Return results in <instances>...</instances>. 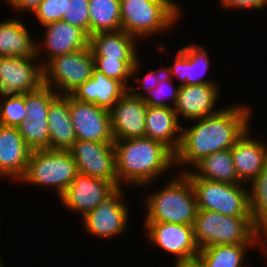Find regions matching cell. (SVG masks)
<instances>
[{
  "label": "cell",
  "mask_w": 267,
  "mask_h": 267,
  "mask_svg": "<svg viewBox=\"0 0 267 267\" xmlns=\"http://www.w3.org/2000/svg\"><path fill=\"white\" fill-rule=\"evenodd\" d=\"M251 108L241 102L231 103L214 115L192 120L193 124L187 127L182 125L181 143L175 153V166L181 167L179 172H188L208 155L232 148L251 126L254 115Z\"/></svg>",
  "instance_id": "1"
},
{
  "label": "cell",
  "mask_w": 267,
  "mask_h": 267,
  "mask_svg": "<svg viewBox=\"0 0 267 267\" xmlns=\"http://www.w3.org/2000/svg\"><path fill=\"white\" fill-rule=\"evenodd\" d=\"M113 145L118 187H148L175 168V154L159 141L139 137L116 140Z\"/></svg>",
  "instance_id": "2"
},
{
  "label": "cell",
  "mask_w": 267,
  "mask_h": 267,
  "mask_svg": "<svg viewBox=\"0 0 267 267\" xmlns=\"http://www.w3.org/2000/svg\"><path fill=\"white\" fill-rule=\"evenodd\" d=\"M177 175V176H176ZM167 184L144 197L143 223L165 222L193 225L198 211L193 185L185 173L177 172Z\"/></svg>",
  "instance_id": "3"
},
{
  "label": "cell",
  "mask_w": 267,
  "mask_h": 267,
  "mask_svg": "<svg viewBox=\"0 0 267 267\" xmlns=\"http://www.w3.org/2000/svg\"><path fill=\"white\" fill-rule=\"evenodd\" d=\"M178 4L175 0H120L121 30L139 41L170 33L183 17Z\"/></svg>",
  "instance_id": "4"
},
{
  "label": "cell",
  "mask_w": 267,
  "mask_h": 267,
  "mask_svg": "<svg viewBox=\"0 0 267 267\" xmlns=\"http://www.w3.org/2000/svg\"><path fill=\"white\" fill-rule=\"evenodd\" d=\"M193 231L200 249L225 244H263L262 230L252 221V217L198 210Z\"/></svg>",
  "instance_id": "5"
},
{
  "label": "cell",
  "mask_w": 267,
  "mask_h": 267,
  "mask_svg": "<svg viewBox=\"0 0 267 267\" xmlns=\"http://www.w3.org/2000/svg\"><path fill=\"white\" fill-rule=\"evenodd\" d=\"M77 173L69 150L36 149L31 151L26 173L19 182L54 190L59 199Z\"/></svg>",
  "instance_id": "6"
},
{
  "label": "cell",
  "mask_w": 267,
  "mask_h": 267,
  "mask_svg": "<svg viewBox=\"0 0 267 267\" xmlns=\"http://www.w3.org/2000/svg\"><path fill=\"white\" fill-rule=\"evenodd\" d=\"M198 210L234 217H251L249 189L245 184H229L206 179H190Z\"/></svg>",
  "instance_id": "7"
},
{
  "label": "cell",
  "mask_w": 267,
  "mask_h": 267,
  "mask_svg": "<svg viewBox=\"0 0 267 267\" xmlns=\"http://www.w3.org/2000/svg\"><path fill=\"white\" fill-rule=\"evenodd\" d=\"M94 58L90 46L56 56L43 66V83L58 95H67L92 77Z\"/></svg>",
  "instance_id": "8"
},
{
  "label": "cell",
  "mask_w": 267,
  "mask_h": 267,
  "mask_svg": "<svg viewBox=\"0 0 267 267\" xmlns=\"http://www.w3.org/2000/svg\"><path fill=\"white\" fill-rule=\"evenodd\" d=\"M123 187H117L97 208L86 213L82 225L89 236L112 238L126 233L129 220V204ZM128 222V223H127Z\"/></svg>",
  "instance_id": "9"
},
{
  "label": "cell",
  "mask_w": 267,
  "mask_h": 267,
  "mask_svg": "<svg viewBox=\"0 0 267 267\" xmlns=\"http://www.w3.org/2000/svg\"><path fill=\"white\" fill-rule=\"evenodd\" d=\"M142 226L149 243L174 256L175 262L198 258L200 248L195 240L193 225L150 222Z\"/></svg>",
  "instance_id": "10"
},
{
  "label": "cell",
  "mask_w": 267,
  "mask_h": 267,
  "mask_svg": "<svg viewBox=\"0 0 267 267\" xmlns=\"http://www.w3.org/2000/svg\"><path fill=\"white\" fill-rule=\"evenodd\" d=\"M43 83V66L37 57H0V94H25Z\"/></svg>",
  "instance_id": "11"
},
{
  "label": "cell",
  "mask_w": 267,
  "mask_h": 267,
  "mask_svg": "<svg viewBox=\"0 0 267 267\" xmlns=\"http://www.w3.org/2000/svg\"><path fill=\"white\" fill-rule=\"evenodd\" d=\"M79 173L107 181H117L113 143L76 140L69 149Z\"/></svg>",
  "instance_id": "12"
},
{
  "label": "cell",
  "mask_w": 267,
  "mask_h": 267,
  "mask_svg": "<svg viewBox=\"0 0 267 267\" xmlns=\"http://www.w3.org/2000/svg\"><path fill=\"white\" fill-rule=\"evenodd\" d=\"M118 187L117 181H107L77 173L64 194L59 198L70 213H79L81 218L94 210Z\"/></svg>",
  "instance_id": "13"
},
{
  "label": "cell",
  "mask_w": 267,
  "mask_h": 267,
  "mask_svg": "<svg viewBox=\"0 0 267 267\" xmlns=\"http://www.w3.org/2000/svg\"><path fill=\"white\" fill-rule=\"evenodd\" d=\"M43 27L45 29L43 39L41 38L40 41L36 39L37 58L42 66L56 56L89 47L90 36L84 30L68 22L61 20Z\"/></svg>",
  "instance_id": "14"
},
{
  "label": "cell",
  "mask_w": 267,
  "mask_h": 267,
  "mask_svg": "<svg viewBox=\"0 0 267 267\" xmlns=\"http://www.w3.org/2000/svg\"><path fill=\"white\" fill-rule=\"evenodd\" d=\"M70 118L77 140L114 143L109 110L69 94Z\"/></svg>",
  "instance_id": "15"
},
{
  "label": "cell",
  "mask_w": 267,
  "mask_h": 267,
  "mask_svg": "<svg viewBox=\"0 0 267 267\" xmlns=\"http://www.w3.org/2000/svg\"><path fill=\"white\" fill-rule=\"evenodd\" d=\"M210 55L198 43L185 44L178 48L173 64L165 67V73L172 79L176 77L178 85L218 84L216 79H205L210 70Z\"/></svg>",
  "instance_id": "16"
},
{
  "label": "cell",
  "mask_w": 267,
  "mask_h": 267,
  "mask_svg": "<svg viewBox=\"0 0 267 267\" xmlns=\"http://www.w3.org/2000/svg\"><path fill=\"white\" fill-rule=\"evenodd\" d=\"M222 90L219 84L181 85L174 106L177 118L192 120L201 119L219 112L216 108ZM181 118V119H180Z\"/></svg>",
  "instance_id": "17"
},
{
  "label": "cell",
  "mask_w": 267,
  "mask_h": 267,
  "mask_svg": "<svg viewBox=\"0 0 267 267\" xmlns=\"http://www.w3.org/2000/svg\"><path fill=\"white\" fill-rule=\"evenodd\" d=\"M147 104L129 91L109 110L114 140L145 137Z\"/></svg>",
  "instance_id": "18"
},
{
  "label": "cell",
  "mask_w": 267,
  "mask_h": 267,
  "mask_svg": "<svg viewBox=\"0 0 267 267\" xmlns=\"http://www.w3.org/2000/svg\"><path fill=\"white\" fill-rule=\"evenodd\" d=\"M31 151L17 127L0 124V179L19 183L26 173Z\"/></svg>",
  "instance_id": "19"
},
{
  "label": "cell",
  "mask_w": 267,
  "mask_h": 267,
  "mask_svg": "<svg viewBox=\"0 0 267 267\" xmlns=\"http://www.w3.org/2000/svg\"><path fill=\"white\" fill-rule=\"evenodd\" d=\"M251 135L249 127L231 148L238 179L247 186L257 177L267 162V142L255 140Z\"/></svg>",
  "instance_id": "20"
},
{
  "label": "cell",
  "mask_w": 267,
  "mask_h": 267,
  "mask_svg": "<svg viewBox=\"0 0 267 267\" xmlns=\"http://www.w3.org/2000/svg\"><path fill=\"white\" fill-rule=\"evenodd\" d=\"M128 91L129 88L122 81L108 78L94 69L92 77L74 89L70 95L76 100L110 110Z\"/></svg>",
  "instance_id": "21"
},
{
  "label": "cell",
  "mask_w": 267,
  "mask_h": 267,
  "mask_svg": "<svg viewBox=\"0 0 267 267\" xmlns=\"http://www.w3.org/2000/svg\"><path fill=\"white\" fill-rule=\"evenodd\" d=\"M181 122L174 108L147 106L145 137L163 143L175 154L181 143Z\"/></svg>",
  "instance_id": "22"
},
{
  "label": "cell",
  "mask_w": 267,
  "mask_h": 267,
  "mask_svg": "<svg viewBox=\"0 0 267 267\" xmlns=\"http://www.w3.org/2000/svg\"><path fill=\"white\" fill-rule=\"evenodd\" d=\"M47 122L50 149L69 150L77 140L70 118L69 94L58 95L50 103Z\"/></svg>",
  "instance_id": "23"
},
{
  "label": "cell",
  "mask_w": 267,
  "mask_h": 267,
  "mask_svg": "<svg viewBox=\"0 0 267 267\" xmlns=\"http://www.w3.org/2000/svg\"><path fill=\"white\" fill-rule=\"evenodd\" d=\"M21 21L15 16L0 22V57H37V40Z\"/></svg>",
  "instance_id": "24"
},
{
  "label": "cell",
  "mask_w": 267,
  "mask_h": 267,
  "mask_svg": "<svg viewBox=\"0 0 267 267\" xmlns=\"http://www.w3.org/2000/svg\"><path fill=\"white\" fill-rule=\"evenodd\" d=\"M138 40L124 32H99L92 34L89 46L93 57L107 59H138Z\"/></svg>",
  "instance_id": "25"
},
{
  "label": "cell",
  "mask_w": 267,
  "mask_h": 267,
  "mask_svg": "<svg viewBox=\"0 0 267 267\" xmlns=\"http://www.w3.org/2000/svg\"><path fill=\"white\" fill-rule=\"evenodd\" d=\"M185 174L189 179H206L229 184H242L234 167L231 148L215 152L197 162Z\"/></svg>",
  "instance_id": "26"
},
{
  "label": "cell",
  "mask_w": 267,
  "mask_h": 267,
  "mask_svg": "<svg viewBox=\"0 0 267 267\" xmlns=\"http://www.w3.org/2000/svg\"><path fill=\"white\" fill-rule=\"evenodd\" d=\"M263 244H225L200 249L198 260L204 267H244L249 250ZM248 252V253H247Z\"/></svg>",
  "instance_id": "27"
},
{
  "label": "cell",
  "mask_w": 267,
  "mask_h": 267,
  "mask_svg": "<svg viewBox=\"0 0 267 267\" xmlns=\"http://www.w3.org/2000/svg\"><path fill=\"white\" fill-rule=\"evenodd\" d=\"M120 30V0H89V36Z\"/></svg>",
  "instance_id": "28"
},
{
  "label": "cell",
  "mask_w": 267,
  "mask_h": 267,
  "mask_svg": "<svg viewBox=\"0 0 267 267\" xmlns=\"http://www.w3.org/2000/svg\"><path fill=\"white\" fill-rule=\"evenodd\" d=\"M248 187L252 221L263 231L267 227V162Z\"/></svg>",
  "instance_id": "29"
},
{
  "label": "cell",
  "mask_w": 267,
  "mask_h": 267,
  "mask_svg": "<svg viewBox=\"0 0 267 267\" xmlns=\"http://www.w3.org/2000/svg\"><path fill=\"white\" fill-rule=\"evenodd\" d=\"M58 94L46 85L38 90L25 93L26 120L47 121L50 103Z\"/></svg>",
  "instance_id": "30"
},
{
  "label": "cell",
  "mask_w": 267,
  "mask_h": 267,
  "mask_svg": "<svg viewBox=\"0 0 267 267\" xmlns=\"http://www.w3.org/2000/svg\"><path fill=\"white\" fill-rule=\"evenodd\" d=\"M94 68L108 78L122 81L128 88L132 83V67L137 59H107V57H93Z\"/></svg>",
  "instance_id": "31"
},
{
  "label": "cell",
  "mask_w": 267,
  "mask_h": 267,
  "mask_svg": "<svg viewBox=\"0 0 267 267\" xmlns=\"http://www.w3.org/2000/svg\"><path fill=\"white\" fill-rule=\"evenodd\" d=\"M25 94L0 95V124L18 127L26 120Z\"/></svg>",
  "instance_id": "32"
},
{
  "label": "cell",
  "mask_w": 267,
  "mask_h": 267,
  "mask_svg": "<svg viewBox=\"0 0 267 267\" xmlns=\"http://www.w3.org/2000/svg\"><path fill=\"white\" fill-rule=\"evenodd\" d=\"M20 135L32 149H50L47 121L25 120L18 127Z\"/></svg>",
  "instance_id": "33"
},
{
  "label": "cell",
  "mask_w": 267,
  "mask_h": 267,
  "mask_svg": "<svg viewBox=\"0 0 267 267\" xmlns=\"http://www.w3.org/2000/svg\"><path fill=\"white\" fill-rule=\"evenodd\" d=\"M173 81L175 80L165 73L160 79L159 84L151 89L148 95L144 98L147 106L174 108L180 85L174 86L175 84H173Z\"/></svg>",
  "instance_id": "34"
},
{
  "label": "cell",
  "mask_w": 267,
  "mask_h": 267,
  "mask_svg": "<svg viewBox=\"0 0 267 267\" xmlns=\"http://www.w3.org/2000/svg\"><path fill=\"white\" fill-rule=\"evenodd\" d=\"M140 60H142L140 57L136 60L134 66L132 67V77H131V81H133L134 83H138V86H133L130 85L129 87V92L134 95L135 97L138 98H142L144 99L148 93L150 92L151 89L155 88L158 84L160 79L162 78V76L165 74V67L164 66H160L157 69H153V70H149V72L142 76V78L140 76H137L140 72ZM136 74V75H135ZM134 79V80H133ZM140 89V91H139ZM142 90V92H141ZM144 92V93H143Z\"/></svg>",
  "instance_id": "35"
},
{
  "label": "cell",
  "mask_w": 267,
  "mask_h": 267,
  "mask_svg": "<svg viewBox=\"0 0 267 267\" xmlns=\"http://www.w3.org/2000/svg\"><path fill=\"white\" fill-rule=\"evenodd\" d=\"M62 21L79 27L89 35V0H67Z\"/></svg>",
  "instance_id": "36"
},
{
  "label": "cell",
  "mask_w": 267,
  "mask_h": 267,
  "mask_svg": "<svg viewBox=\"0 0 267 267\" xmlns=\"http://www.w3.org/2000/svg\"><path fill=\"white\" fill-rule=\"evenodd\" d=\"M67 0H43L32 16L38 20L43 27L46 24L61 21L66 11Z\"/></svg>",
  "instance_id": "37"
},
{
  "label": "cell",
  "mask_w": 267,
  "mask_h": 267,
  "mask_svg": "<svg viewBox=\"0 0 267 267\" xmlns=\"http://www.w3.org/2000/svg\"><path fill=\"white\" fill-rule=\"evenodd\" d=\"M218 3L220 7L228 11L232 9L235 11H237V9L240 11L258 9L260 11L264 9L263 7H267V0H219Z\"/></svg>",
  "instance_id": "38"
},
{
  "label": "cell",
  "mask_w": 267,
  "mask_h": 267,
  "mask_svg": "<svg viewBox=\"0 0 267 267\" xmlns=\"http://www.w3.org/2000/svg\"><path fill=\"white\" fill-rule=\"evenodd\" d=\"M7 4H9V8L18 12H34L39 4L43 0H4Z\"/></svg>",
  "instance_id": "39"
},
{
  "label": "cell",
  "mask_w": 267,
  "mask_h": 267,
  "mask_svg": "<svg viewBox=\"0 0 267 267\" xmlns=\"http://www.w3.org/2000/svg\"><path fill=\"white\" fill-rule=\"evenodd\" d=\"M173 267H204V266L197 258L190 261H179V262L174 261Z\"/></svg>",
  "instance_id": "40"
},
{
  "label": "cell",
  "mask_w": 267,
  "mask_h": 267,
  "mask_svg": "<svg viewBox=\"0 0 267 267\" xmlns=\"http://www.w3.org/2000/svg\"><path fill=\"white\" fill-rule=\"evenodd\" d=\"M262 240H263V247L260 250L264 253V256L267 258V227L262 231Z\"/></svg>",
  "instance_id": "41"
},
{
  "label": "cell",
  "mask_w": 267,
  "mask_h": 267,
  "mask_svg": "<svg viewBox=\"0 0 267 267\" xmlns=\"http://www.w3.org/2000/svg\"><path fill=\"white\" fill-rule=\"evenodd\" d=\"M0 267H5L1 256H0Z\"/></svg>",
  "instance_id": "42"
}]
</instances>
